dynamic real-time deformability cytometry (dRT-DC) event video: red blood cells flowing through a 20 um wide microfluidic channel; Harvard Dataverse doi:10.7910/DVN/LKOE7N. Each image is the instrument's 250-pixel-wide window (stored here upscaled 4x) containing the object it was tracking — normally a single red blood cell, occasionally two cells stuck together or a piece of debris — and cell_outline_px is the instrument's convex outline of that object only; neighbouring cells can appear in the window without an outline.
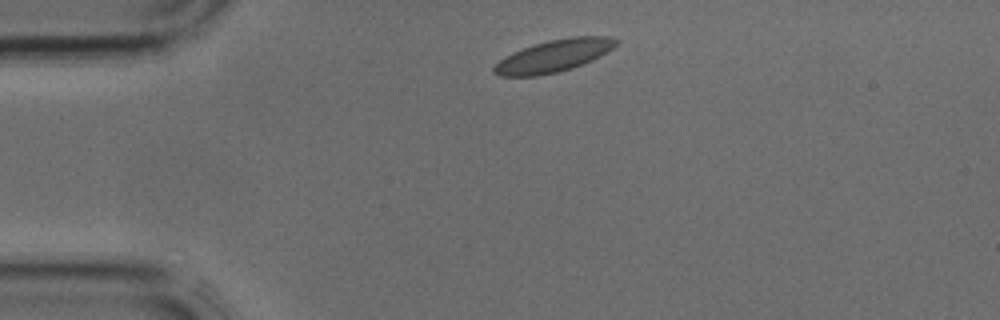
{"species": "common noctule bat (a hibernating species)", "species_latin": "Nyctalus noctula", "temperature_condition": "cold", "stored_images_in_passage": 3, "camera_frame_rate_fps": 3000, "um_per_image_px": 0.085, "animal": {"sex": "male", "body_mass_g": 17.9, "forearm_length_mm": 54.2}, "frame": {"image": 1, "passage_image": 1, "time_ms": 0.0, "image_size_px": [1000, 320], "cell_outline_px": [[620, 40], [612, 48], [600, 56], [592, 60], [572, 68], [556, 72], [536, 76], [500, 76], [492, 72], [492, 68], [504, 56], [512, 52], [548, 40], [572, 36], [608, 36]], "centroid_in_image_um": [47.06, 4.74], "position_along_channel_um": 37.9, "area_um2": 22.77}}
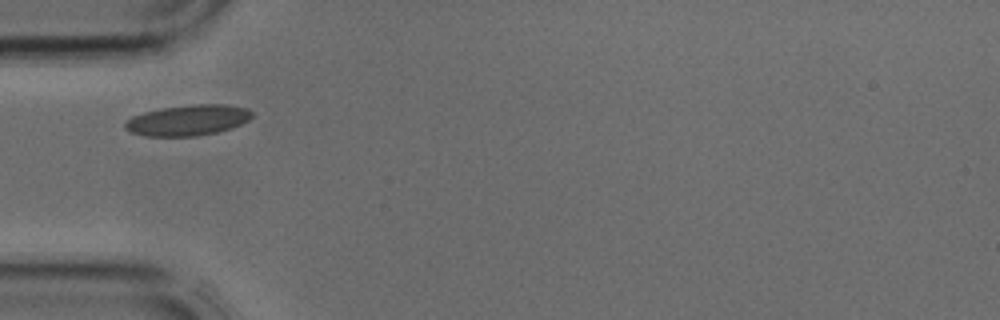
{"frame": {"image": 2, "passage_image": 2, "time_ms": 0.333, "image_size_px": [1000, 320], "cell_outline_px": [[252, 116], [248, 120], [232, 128], [216, 132], [196, 136], [144, 136], [132, 132], [124, 128], [124, 120], [132, 116], [144, 112], [160, 108], [192, 104], [224, 104], [248, 108], [252, 112]], "centroid_in_image_um": [15.94, 10.21], "position_along_channel_um": 69.1, "area_um2": 22.83}}